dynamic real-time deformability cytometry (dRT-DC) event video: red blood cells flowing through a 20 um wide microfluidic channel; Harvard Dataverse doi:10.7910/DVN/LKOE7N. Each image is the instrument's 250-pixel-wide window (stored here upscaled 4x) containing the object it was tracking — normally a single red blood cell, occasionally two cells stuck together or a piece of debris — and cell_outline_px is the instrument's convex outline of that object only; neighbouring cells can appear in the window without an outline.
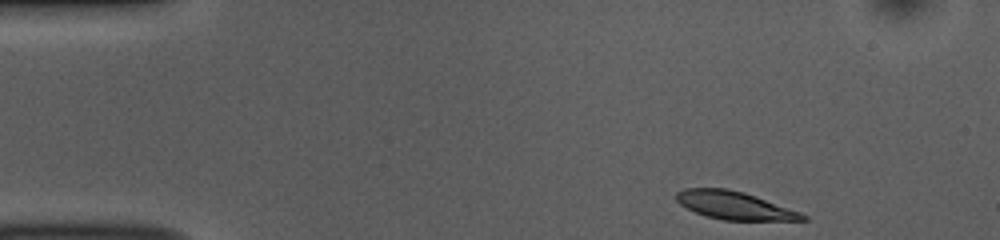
{"species": "common noctule bat (a hibernating species)", "species_latin": "Nyctalus noctula", "temperature_condition": "room temperature", "stored_images_in_passage": 46, "camera_frame_rate_fps": 3000, "um_per_image_px": 0.085, "animal": {"sex": "female", "body_mass_g": 10.0, "forearm_length_mm": 53.1}, "frame": {"image": 1, "passage_image": 1, "time_ms": 0.0, "image_size_px": [1000, 240], "cell_outline_px": [[808, 220], [724, 220], [704, 216], [680, 204], [676, 200], [676, 192], [684, 188], [728, 188], [744, 192], [756, 196], [800, 212], [808, 216]], "centroid_in_image_um": [62.41, 17.45], "position_along_channel_um": 22.6, "area_um2": 20.52}}
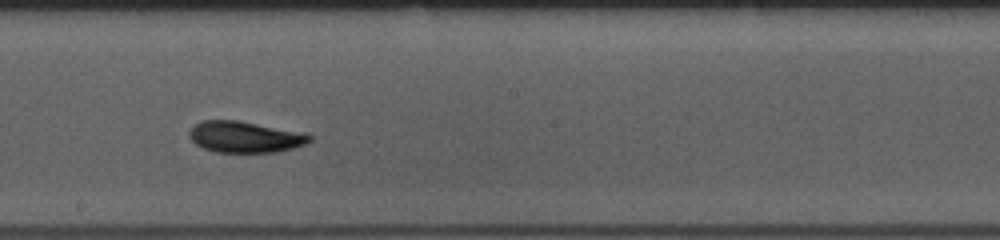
{"frame": {"image": 2, "passage_image": 23, "time_ms": 7.333, "image_size_px": [1000, 240], "cell_outline_px": [[312, 140], [308, 144], [276, 152], [216, 152], [204, 148], [196, 144], [188, 136], [188, 132], [200, 120], [240, 120], [308, 132], [312, 136]], "centroid_in_image_um": [20.89, 11.62], "position_along_channel_um": 227.3, "area_um2": 22.37}}
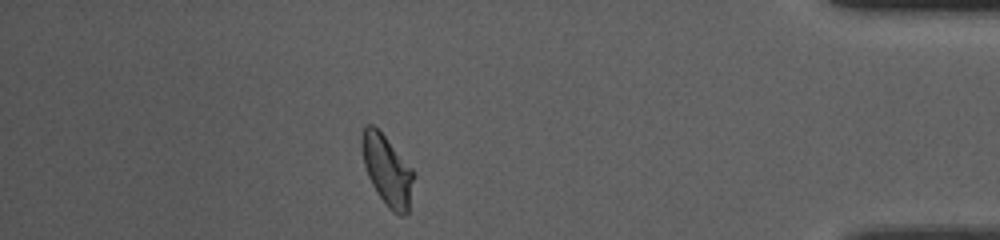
{"frame": {"image": 3, "passage_image": 40, "time_ms": 13.0, "image_size_px": [1000, 240], "cell_outline_px": [[416, 172], [408, 212], [404, 216], [400, 216], [392, 212], [388, 208], [372, 184], [368, 176], [364, 164], [360, 144], [360, 136], [364, 128], [368, 124], [372, 124], [384, 136]], "centroid_in_image_um": [32.93, 14.5], "position_along_channel_um": 402.3, "area_um2": 21.27}, "authors_computed_cell_mechanics": {"area_um2": 21.3571, "velocity_mm_per_s": 3.8215, "shape_relaxation_time_tau1_ms": 2.4268, "shape_relaxation_time_tau2_ms": 2.4478, "deformation_change_tau1": 0.1319, "deformation_change_tau2": 0.087}}